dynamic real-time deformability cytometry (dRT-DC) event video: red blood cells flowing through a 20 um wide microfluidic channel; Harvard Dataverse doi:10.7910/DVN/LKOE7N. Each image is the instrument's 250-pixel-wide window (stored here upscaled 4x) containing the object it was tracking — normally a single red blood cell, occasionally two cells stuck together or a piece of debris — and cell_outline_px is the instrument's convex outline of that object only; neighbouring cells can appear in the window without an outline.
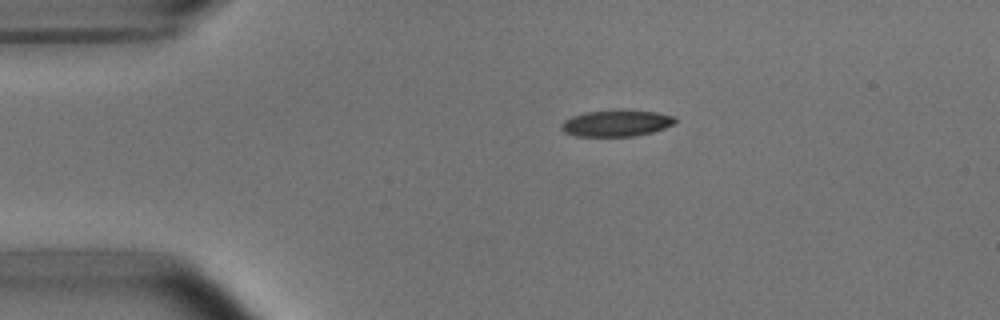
{"species": "common noctule bat (a hibernating species)", "species_latin": "Nyctalus noctula", "temperature_condition": "room temperature", "stored_images_in_passage": 44, "camera_frame_rate_fps": 3000, "um_per_image_px": 0.085, "animal": {"sex": "male", "body_mass_g": 15.6}, "frame": {"image": 1, "passage_image": 1, "time_ms": 0.0, "image_size_px": [1000, 320], "cell_outline_px": [[676, 120], [672, 124], [664, 128], [652, 132], [636, 136], [576, 136], [564, 132], [560, 128], [560, 124], [564, 120], [572, 116], [588, 112], [656, 112], [676, 116]], "centroid_in_image_um": [52.36, 10.51], "position_along_channel_um": 32.6, "area_um2": 16.88}}
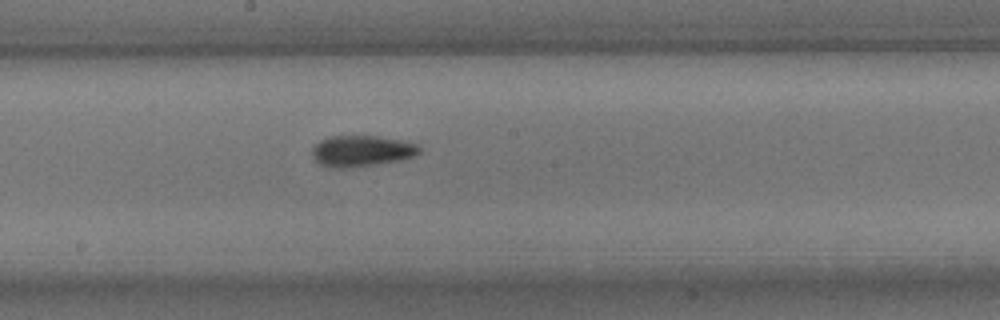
{"frame": {"image": 2, "passage_image": 19, "time_ms": 6.0, "image_size_px": [1000, 320], "cell_outline_px": [[420, 152], [412, 156], [400, 160], [352, 168], [332, 168], [320, 164], [312, 156], [312, 148], [320, 140], [332, 136], [376, 136], [400, 140], [420, 144]], "centroid_in_image_um": [30.73, 12.84], "position_along_channel_um": 217.5, "area_um2": 19.42}}
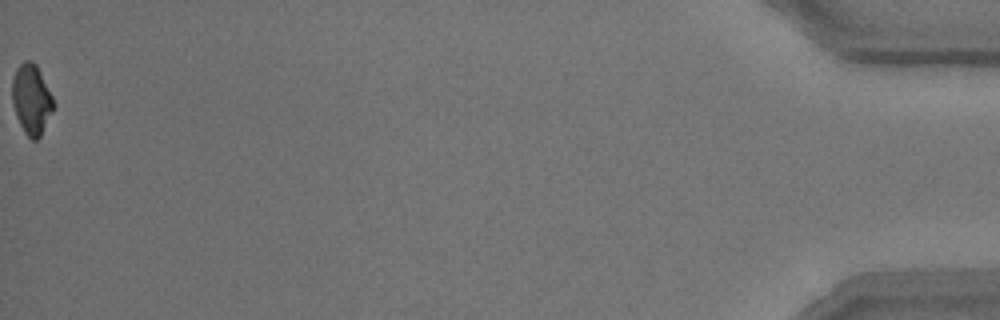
{"frame": {"image": 3, "passage_image": 44, "time_ms": 14.333, "image_size_px": [1000, 320], "cell_outline_px": [[56, 104], [40, 136], [36, 140], [32, 140], [24, 132], [16, 116], [12, 100], [12, 76], [16, 68], [24, 60], [32, 60], [36, 64]], "centroid_in_image_um": [2.67, 8.42], "position_along_channel_um": 432.5, "area_um2": 16.88}, "authors_computed_cell_mechanics": {"area_um2": 18.2937, "velocity_mm_per_s": 3.745, "shape_relaxation_time_tau1_ms": 2.5536, "shape_relaxation_time_tau2_ms": 3.6638, "deformation_change_tau1": 0.124, "deformation_change_tau2": 0.1075}}